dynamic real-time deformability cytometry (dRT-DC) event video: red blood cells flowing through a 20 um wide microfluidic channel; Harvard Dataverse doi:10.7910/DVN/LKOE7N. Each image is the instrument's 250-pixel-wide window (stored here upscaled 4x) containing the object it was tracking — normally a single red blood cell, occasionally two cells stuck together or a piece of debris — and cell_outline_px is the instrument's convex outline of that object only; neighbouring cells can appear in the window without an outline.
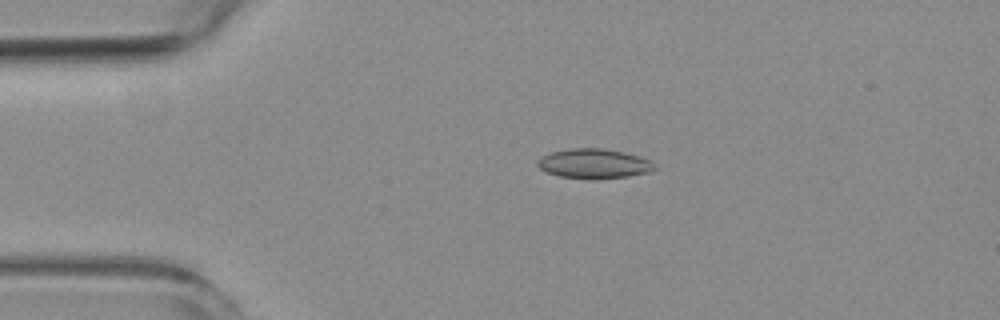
{"species": "common noctule bat (a hibernating species)", "species_latin": "Nyctalus noctula", "temperature_condition": "room temperature", "stored_images_in_passage": 4, "camera_frame_rate_fps": 3000, "um_per_image_px": 0.085, "animal": {"sex": "female", "body_mass_g": 19.3, "forearm_length_mm": 54.1}, "frame": {"image": 1, "passage_image": 3, "time_ms": 2.0, "image_size_px": [1000, 320], "cell_outline_px": [[656, 168], [652, 172], [628, 176], [560, 176], [548, 172], [540, 168], [536, 164], [536, 160], [540, 156], [552, 152], [568, 148], [604, 148], [624, 152], [640, 156], [652, 160]], "centroid_in_image_um": [50.51, 13.85], "position_along_channel_um": 34.5, "area_um2": 19.59}}